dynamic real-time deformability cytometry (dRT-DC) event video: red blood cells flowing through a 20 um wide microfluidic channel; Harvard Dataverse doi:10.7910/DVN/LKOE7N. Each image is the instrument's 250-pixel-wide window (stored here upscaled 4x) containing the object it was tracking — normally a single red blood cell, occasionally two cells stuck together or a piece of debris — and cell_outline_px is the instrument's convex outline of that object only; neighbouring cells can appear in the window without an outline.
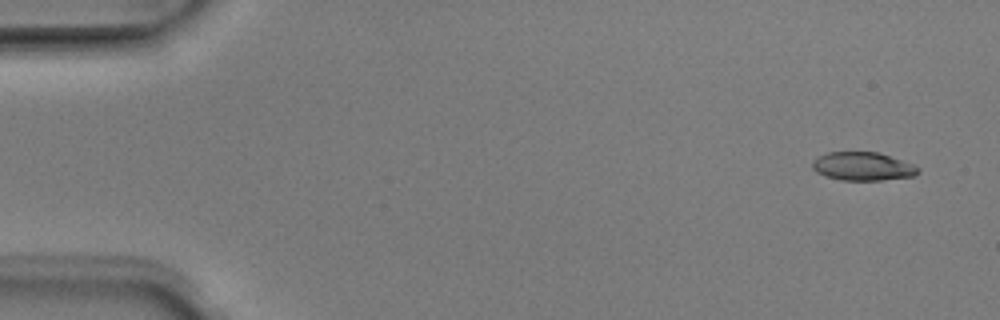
{"species": "Egyptian fruit bat (a non-hibernating species)", "species_latin": "Rousettus aegyptiacus", "temperature_condition": "room temperature", "stored_images_in_passage": 5, "camera_frame_rate_fps": 3000, "um_per_image_px": 0.085, "animal": {"sex": "male"}, "frame": {"image": 1, "passage_image": 1, "time_ms": 0.0, "image_size_px": [1000, 320], "cell_outline_px": [[920, 172], [916, 176], [880, 180], [840, 180], [824, 176], [816, 172], [812, 168], [812, 160], [816, 156], [828, 152], [880, 152], [912, 164], [920, 168]], "centroid_in_image_um": [73.31, 14.14], "position_along_channel_um": 11.7, "area_um2": 17.74}}
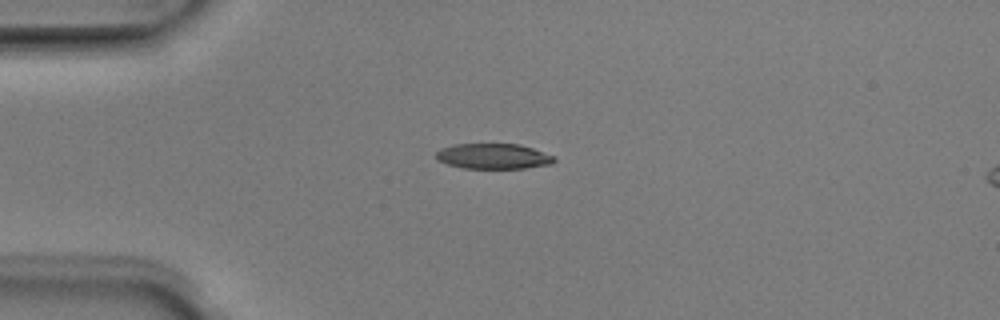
{"frame": {"image": 2, "passage_image": 4, "time_ms": 1.0, "image_size_px": [1000, 320], "cell_outline_px": [[556, 160], [552, 164], [524, 168], [464, 168], [448, 164], [440, 160], [436, 156], [436, 152], [440, 148], [452, 144], [520, 144], [556, 156]], "centroid_in_image_um": [41.97, 13.27], "position_along_channel_um": 43.0, "area_um2": 17.46}}